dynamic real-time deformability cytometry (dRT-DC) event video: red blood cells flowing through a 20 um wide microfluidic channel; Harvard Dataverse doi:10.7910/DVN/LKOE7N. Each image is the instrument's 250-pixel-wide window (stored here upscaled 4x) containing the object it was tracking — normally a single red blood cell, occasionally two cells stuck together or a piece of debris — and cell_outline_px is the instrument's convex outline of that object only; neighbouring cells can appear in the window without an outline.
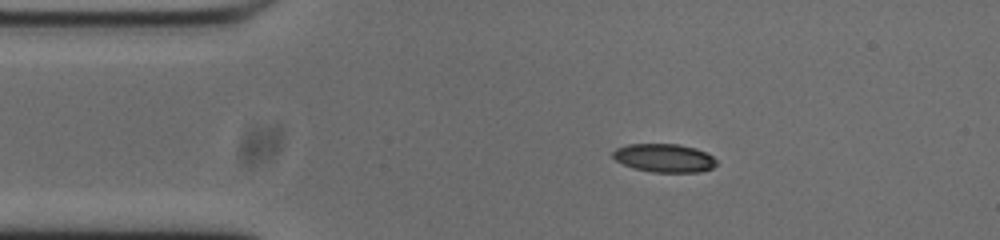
{"species": "common noctule bat (a hibernating species)", "species_latin": "Nyctalus noctula", "temperature_condition": "cold", "stored_images_in_passage": 45, "camera_frame_rate_fps": 3000, "um_per_image_px": 0.085, "animal": {"sex": "male", "body_mass_g": 20.0, "forearm_length_mm": 53.3}, "frame": {"image": 1, "passage_image": 1, "time_ms": 0.0, "image_size_px": [1000, 240], "cell_outline_px": [[716, 164], [712, 168], [700, 172], [652, 172], [632, 168], [616, 160], [612, 156], [612, 152], [616, 148], [628, 144], [680, 144], [696, 148], [708, 152], [716, 160]], "centroid_in_image_um": [56.47, 13.42], "position_along_channel_um": 28.5, "area_um2": 17.28}}
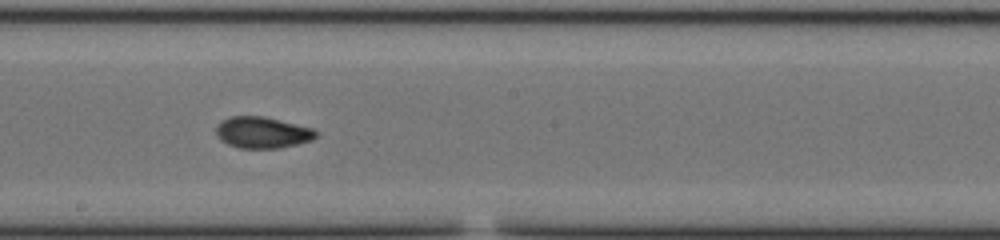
{"frame": {"image": 2, "passage_image": 20, "time_ms": 6.333, "image_size_px": [1000, 240], "cell_outline_px": [[320, 136], [312, 140], [280, 148], [240, 148], [228, 144], [220, 140], [216, 136], [216, 124], [220, 120], [228, 116], [264, 116], [312, 128], [320, 132]], "centroid_in_image_um": [22.29, 11.25], "position_along_channel_um": 225.9, "area_um2": 18.55}}
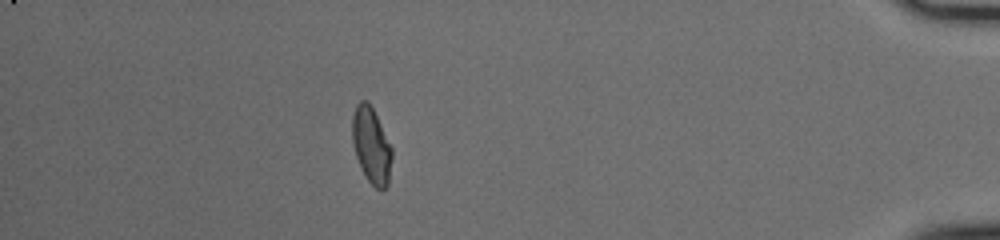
{"frame": {"image": 3, "passage_image": 39, "time_ms": 12.667, "image_size_px": [1000, 240], "cell_outline_px": [[392, 156], [388, 184], [384, 192], [380, 192], [364, 176], [360, 168], [352, 144], [352, 116], [356, 104], [360, 100], [368, 100], [392, 148]], "centroid_in_image_um": [31.55, 12.4], "position_along_channel_um": 403.7, "area_um2": 17.74}, "authors_computed_cell_mechanics": {"area_um2": 17.6868, "velocity_mm_per_s": 3.7389, "shape_relaxation_time_tau1_ms": 4.883, "shape_relaxation_time_tau2_ms": 1.3691, "deformation_change_tau1": 0.172, "deformation_change_tau2": 0.0606}}